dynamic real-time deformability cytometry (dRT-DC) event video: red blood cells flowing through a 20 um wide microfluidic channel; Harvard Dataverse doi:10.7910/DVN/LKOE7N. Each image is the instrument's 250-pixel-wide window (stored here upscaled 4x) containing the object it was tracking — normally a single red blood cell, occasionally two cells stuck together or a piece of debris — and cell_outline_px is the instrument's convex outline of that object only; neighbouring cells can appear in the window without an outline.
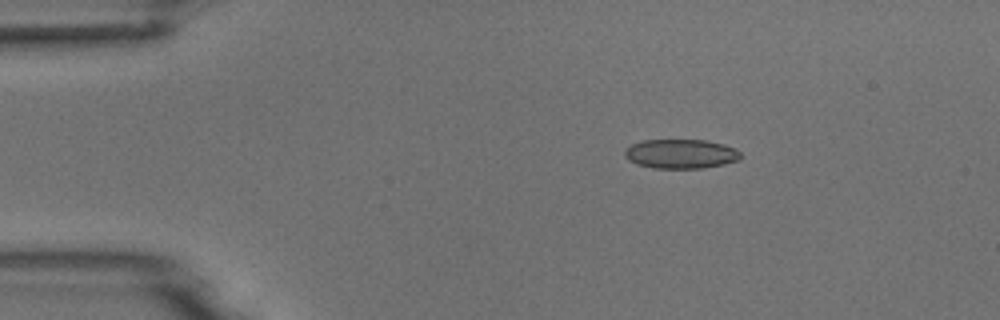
{"species": "common noctule bat (a hibernating species)", "species_latin": "Nyctalus noctula", "temperature_condition": "room temperature", "stored_images_in_passage": 8, "camera_frame_rate_fps": 3000, "um_per_image_px": 0.085, "animal": {"sex": "male", "body_mass_g": 18.8}, "frame": {"image": 1, "passage_image": 1, "time_ms": 0.0, "image_size_px": [1000, 320], "cell_outline_px": [[740, 160], [724, 164], [704, 168], [656, 168], [636, 164], [628, 160], [624, 156], [624, 148], [632, 144], [644, 140], [704, 140], [724, 144], [736, 148], [740, 152]], "centroid_in_image_um": [57.86, 13.08], "position_along_channel_um": 27.1, "area_um2": 19.94}}
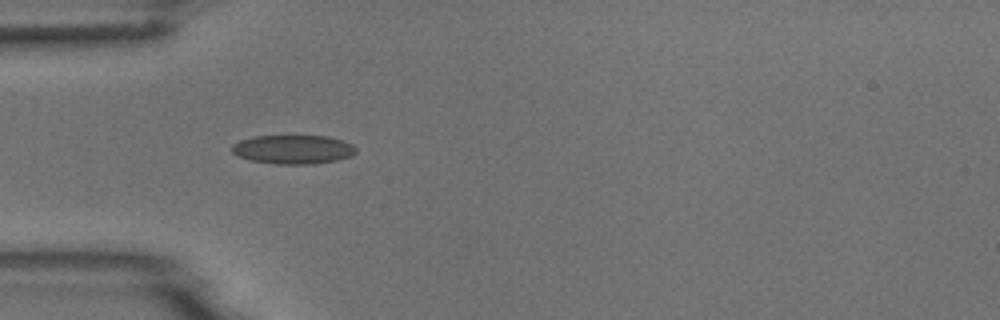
{"frame": {"image": 2, "passage_image": 3, "time_ms": 2.333, "image_size_px": [1000, 320], "cell_outline_px": [[356, 152], [352, 156], [336, 160], [312, 164], [276, 164], [252, 160], [236, 156], [232, 152], [232, 144], [240, 140], [252, 136], [328, 136], [352, 144], [356, 148]], "centroid_in_image_um": [24.9, 12.7], "position_along_channel_um": 60.1, "area_um2": 20.92}}
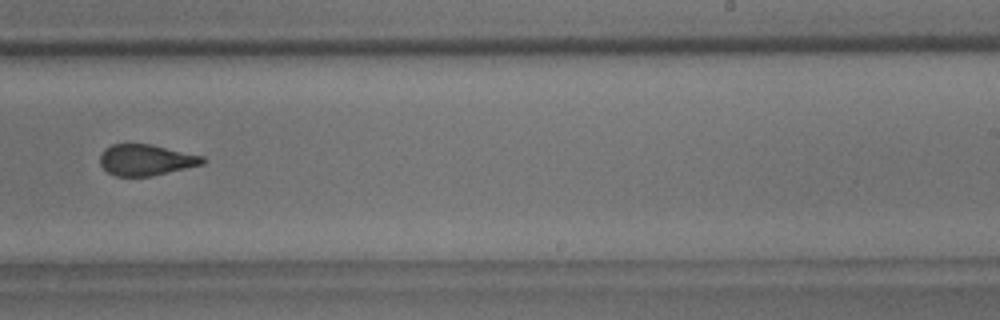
{"frame": {"image": 3, "passage_image": 8, "time_ms": 8.0, "image_size_px": [1000, 320], "cell_outline_px": [[208, 160], [204, 164], [152, 176], [116, 176], [108, 172], [100, 164], [100, 156], [104, 148], [112, 144], [152, 144], [204, 156]], "centroid_in_image_um": [12.44, 13.59], "position_along_channel_um": 276.6, "area_um2": 18.73}}